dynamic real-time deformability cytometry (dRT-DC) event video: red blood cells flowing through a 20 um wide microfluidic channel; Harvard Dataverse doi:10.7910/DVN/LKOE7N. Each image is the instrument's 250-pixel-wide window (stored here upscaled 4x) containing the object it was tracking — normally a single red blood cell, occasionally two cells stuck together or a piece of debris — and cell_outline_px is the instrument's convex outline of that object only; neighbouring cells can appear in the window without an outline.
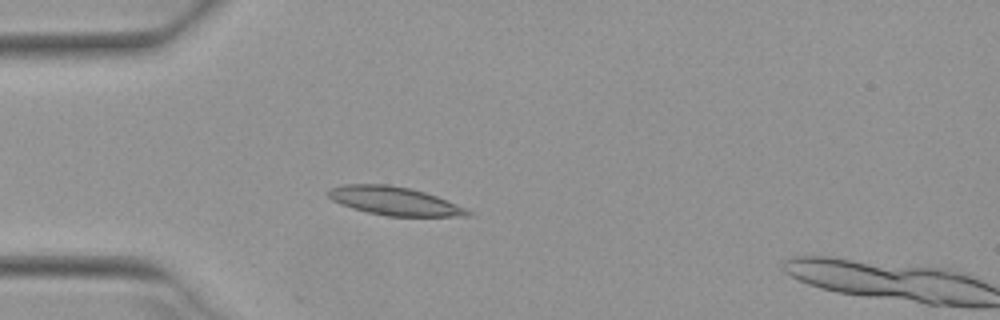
{"species": "Egyptian fruit bat (a non-hibernating species)", "species_latin": "Rousettus aegyptiacus", "temperature_condition": "warm", "stored_images_in_passage": 12, "camera_frame_rate_fps": 3000, "um_per_image_px": 0.085, "animal": {"sex": "female"}, "frame": {"image": 1, "passage_image": 10, "time_ms": 3.0, "image_size_px": [1000, 320], "cell_outline_px": [[472, 216], [388, 216], [368, 212], [352, 208], [340, 204], [332, 200], [328, 196], [328, 188], [344, 184], [388, 184], [408, 188], [424, 192], [436, 196], [464, 208], [472, 212]], "centroid_in_image_um": [33.47, 17.08], "position_along_channel_um": 51.5, "area_um2": 22.89}}